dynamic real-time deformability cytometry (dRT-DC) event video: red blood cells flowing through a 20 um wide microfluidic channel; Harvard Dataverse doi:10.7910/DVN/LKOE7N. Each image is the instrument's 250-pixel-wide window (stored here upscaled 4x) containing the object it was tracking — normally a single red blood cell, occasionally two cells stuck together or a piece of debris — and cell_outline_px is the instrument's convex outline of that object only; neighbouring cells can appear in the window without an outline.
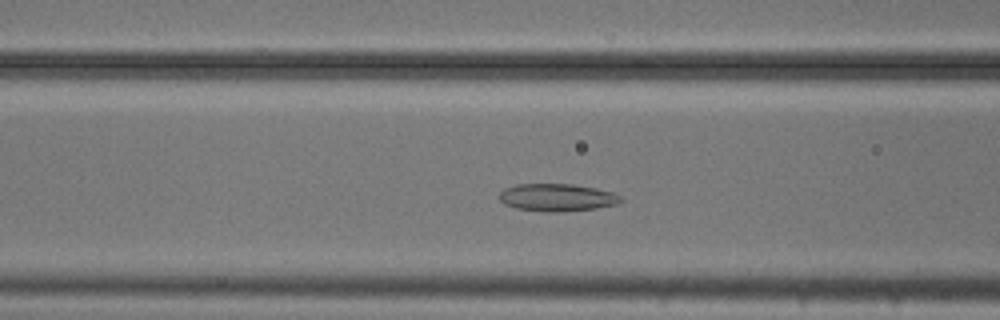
{"species": "common noctule bat (a hibernating species)", "species_latin": "Nyctalus noctula", "temperature_condition": "cold", "stored_images_in_passage": 49, "segment_of_instrument_passage": [1, 2], "camera_frame_rate_fps": 3000, "um_per_image_px": 0.085, "animal": {"sex": "male", "body_mass_g": 20.5, "forearm_length_mm": 52.5}, "frame": {"image": 1, "passage_image": 15, "time_ms": 4.667, "image_size_px": [1000, 320], "cell_outline_px": [[624, 200], [616, 204], [596, 208], [560, 212], [544, 212], [516, 208], [504, 204], [500, 200], [500, 192], [504, 188], [516, 184], [572, 184], [596, 188], [612, 192], [620, 196]], "centroid_in_image_um": [47.34, 16.78], "position_along_channel_um": 119.3, "area_um2": 19.54}}
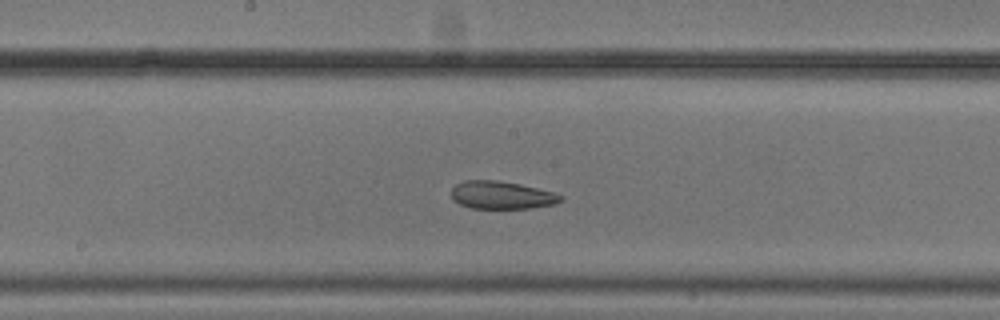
{"frame": {"image": 2, "passage_image": 22, "time_ms": 7.0, "image_size_px": [1000, 320], "cell_outline_px": [[564, 196], [560, 200], [552, 204], [528, 208], [472, 208], [460, 204], [452, 200], [452, 188], [456, 184], [464, 180], [496, 180], [520, 184], [552, 192]], "centroid_in_image_um": [42.58, 16.57], "position_along_channel_um": 205.6, "area_um2": 17.46}}
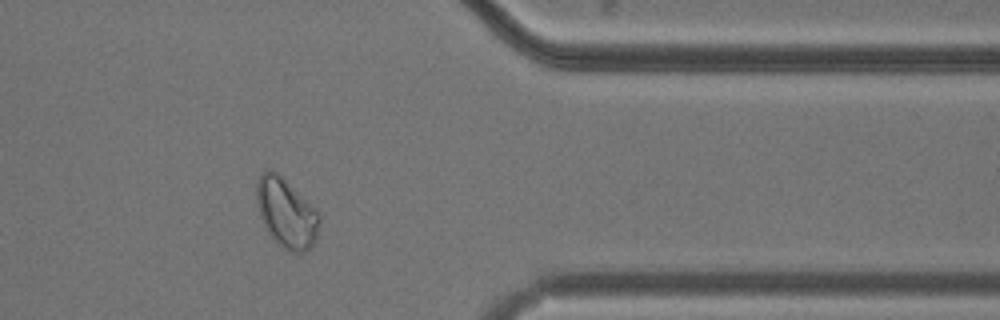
{"frame": {"image": 3, "passage_image": 38, "time_ms": 12.333, "image_size_px": [1000, 320], "cell_outline_px": [[320, 220], [316, 240], [304, 252], [288, 252], [264, 228], [256, 204], [256, 184], [260, 172], [268, 168], [272, 168], [316, 208], [320, 212]], "centroid_in_image_um": [24.32, 18.07], "position_along_channel_um": 387.1, "area_um2": 25.55}}